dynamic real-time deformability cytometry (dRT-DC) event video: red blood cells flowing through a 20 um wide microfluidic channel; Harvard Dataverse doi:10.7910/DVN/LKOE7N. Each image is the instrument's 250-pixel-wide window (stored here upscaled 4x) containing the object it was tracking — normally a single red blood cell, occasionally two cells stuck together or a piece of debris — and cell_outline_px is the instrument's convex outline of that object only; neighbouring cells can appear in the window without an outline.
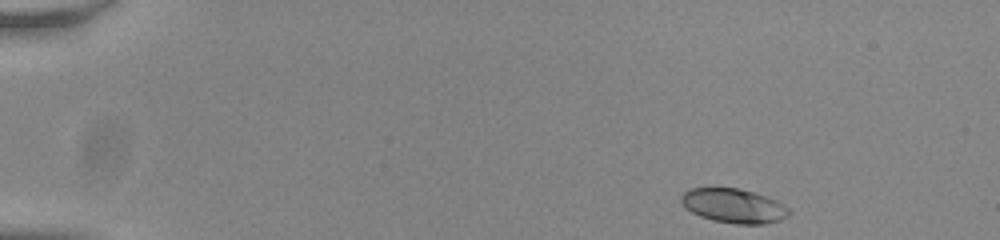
{"species": "common noctule bat (a hibernating species)", "species_latin": "Nyctalus noctula", "temperature_condition": "room temperature", "stored_images_in_passage": 49, "camera_frame_rate_fps": 3000, "um_per_image_px": 0.085, "animal": {"sex": "male", "body_mass_g": 20.0, "forearm_length_mm": 53.3}, "frame": {"image": 1, "passage_image": 1, "time_ms": 0.0, "image_size_px": [1000, 240], "cell_outline_px": [[788, 216], [780, 220], [764, 224], [736, 224], [712, 220], [700, 216], [684, 208], [680, 200], [680, 196], [688, 188], [736, 188], [768, 196], [784, 204], [788, 208]], "centroid_in_image_um": [62.34, 17.49], "position_along_channel_um": 22.7, "area_um2": 21.62}}
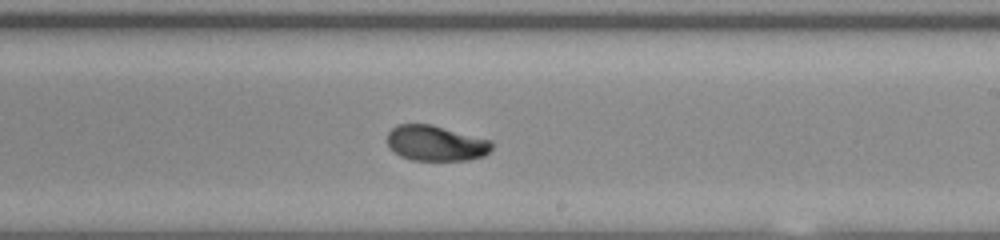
{"frame": {"image": 2, "passage_image": 28, "time_ms": 9.0, "image_size_px": [1000, 240], "cell_outline_px": [[492, 148], [484, 156], [468, 160], [412, 160], [400, 156], [388, 144], [388, 132], [392, 128], [400, 124], [432, 124], [492, 140]], "centroid_in_image_um": [37.08, 12.17], "position_along_channel_um": 251.9, "area_um2": 21.56}}
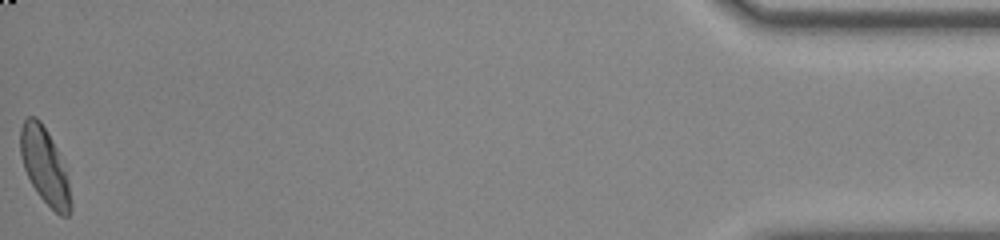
{"frame": {"image": 3, "passage_image": 49, "time_ms": 16.0, "image_size_px": [1000, 240], "cell_outline_px": [[72, 208], [68, 216], [60, 216], [36, 192], [24, 168], [20, 152], [20, 128], [24, 120], [28, 116], [36, 116], [40, 120], [56, 148], [68, 180], [72, 200]], "centroid_in_image_um": [3.79, 14.12], "position_along_channel_um": 431.4, "area_um2": 21.91}, "authors_computed_cell_mechanics": {"area_um2": 21.5594, "velocity_mm_per_s": 3.7816, "shape_relaxation_time_tau1_ms": 3.3459, "shape_relaxation_time_tau2_ms": 0.9836, "deformation_change_tau1": 0.1367, "deformation_change_tau2": 0.0454}}